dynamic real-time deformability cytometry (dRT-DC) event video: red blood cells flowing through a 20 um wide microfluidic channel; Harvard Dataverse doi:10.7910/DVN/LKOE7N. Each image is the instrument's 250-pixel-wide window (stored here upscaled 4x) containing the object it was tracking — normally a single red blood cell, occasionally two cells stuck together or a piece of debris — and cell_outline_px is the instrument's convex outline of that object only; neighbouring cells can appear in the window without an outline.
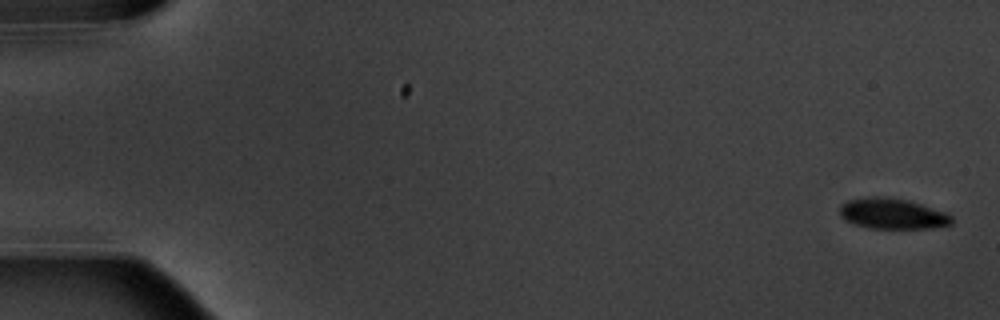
{"species": "common noctule bat (a hibernating species)", "species_latin": "Nyctalus noctula", "temperature_condition": "warm", "stored_images_in_passage": 9, "camera_frame_rate_fps": 3000, "um_per_image_px": 0.085, "animal": {"sex": "male", "body_mass_g": 20.1, "forearm_length_mm": 53.5}, "frame": {"image": 1, "passage_image": 1, "time_ms": 0.0, "image_size_px": [1000, 320], "cell_outline_px": [[952, 224], [932, 228], [868, 228], [844, 220], [840, 216], [840, 204], [848, 200], [868, 196], [888, 196], [908, 200], [948, 212], [952, 216]], "centroid_in_image_um": [75.86, 18.15], "position_along_channel_um": 9.1, "area_um2": 20.29}}
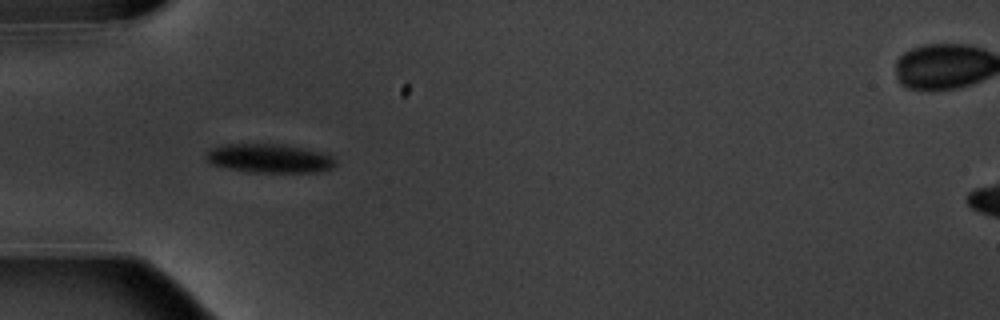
{"frame": {"image": 2, "passage_image": 6, "time_ms": 5.667, "image_size_px": [1000, 320], "cell_outline_px": [[336, 164], [332, 168], [316, 172], [244, 172], [212, 164], [204, 156], [208, 148], [224, 144], [280, 144], [304, 148], [324, 152], [332, 156], [336, 160]], "centroid_in_image_um": [22.88, 13.45], "position_along_channel_um": 62.1, "area_um2": 22.02}}